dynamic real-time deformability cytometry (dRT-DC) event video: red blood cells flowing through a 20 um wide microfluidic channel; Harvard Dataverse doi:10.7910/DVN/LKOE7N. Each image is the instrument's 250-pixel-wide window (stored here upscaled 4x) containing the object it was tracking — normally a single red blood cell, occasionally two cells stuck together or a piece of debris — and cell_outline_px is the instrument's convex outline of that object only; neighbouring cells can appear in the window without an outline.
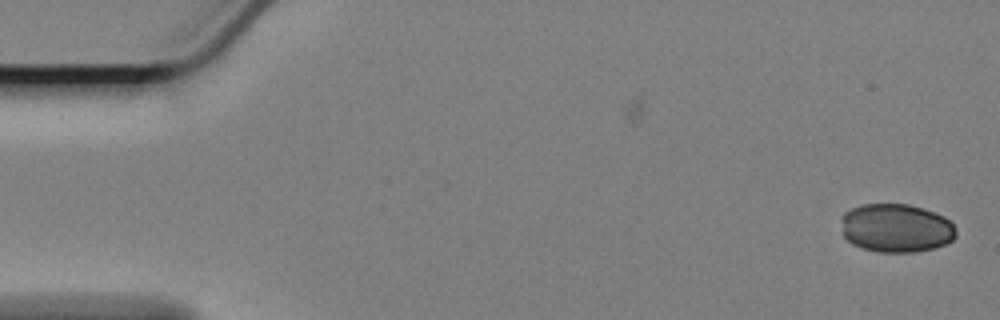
{"species": "Egyptian fruit bat (a non-hibernating species)", "species_latin": "Rousettus aegyptiacus", "temperature_condition": "cold", "stored_images_in_passage": 20, "camera_frame_rate_fps": 3000, "um_per_image_px": 0.085, "animal": {"sex": "female"}, "frame": {"image": 1, "passage_image": 1, "time_ms": 0.0, "image_size_px": [1000, 320], "cell_outline_px": [[956, 236], [952, 240], [944, 244], [932, 248], [912, 252], [876, 252], [852, 244], [844, 236], [840, 216], [844, 212], [860, 204], [908, 204], [944, 216], [952, 224], [956, 232]], "centroid_in_image_um": [76.13, 19.38], "position_along_channel_um": 8.9, "area_um2": 32.37}}
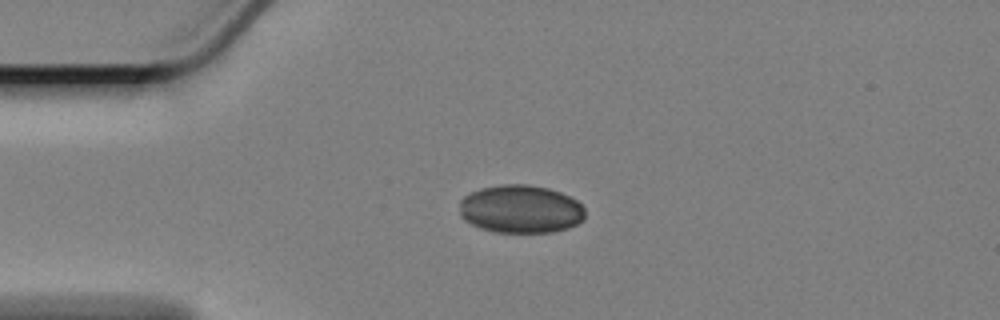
{"frame": {"image": 2, "passage_image": 13, "time_ms": 4.0, "image_size_px": [1000, 320], "cell_outline_px": [[584, 220], [568, 228], [552, 232], [492, 232], [480, 228], [464, 220], [460, 216], [460, 200], [464, 196], [480, 188], [500, 184], [528, 184], [548, 188], [560, 192], [576, 200], [584, 208]], "centroid_in_image_um": [44.24, 17.77], "position_along_channel_um": 40.8, "area_um2": 35.37}}
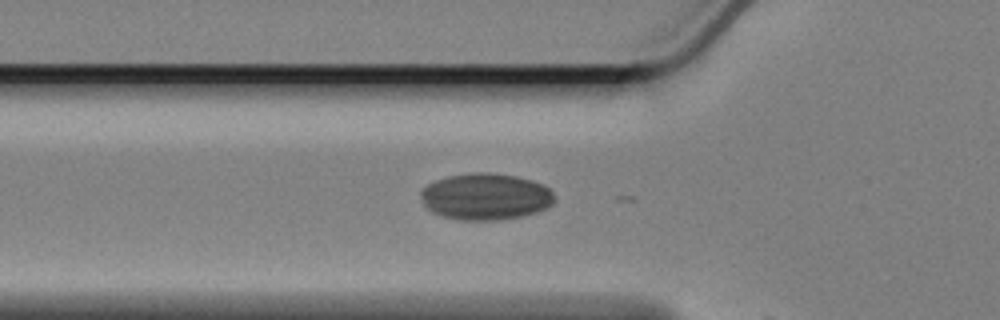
{"frame": {"image": 3, "passage_image": 19, "time_ms": 6.0, "image_size_px": [1000, 320], "cell_outline_px": [[556, 200], [548, 208], [524, 216], [500, 220], [456, 220], [440, 216], [432, 212], [424, 204], [420, 196], [420, 192], [428, 184], [436, 180], [448, 176], [472, 172], [488, 172], [516, 176], [532, 180], [548, 188], [552, 192]], "centroid_in_image_um": [41.28, 16.72], "position_along_channel_um": 84.5, "area_um2": 36.59}}